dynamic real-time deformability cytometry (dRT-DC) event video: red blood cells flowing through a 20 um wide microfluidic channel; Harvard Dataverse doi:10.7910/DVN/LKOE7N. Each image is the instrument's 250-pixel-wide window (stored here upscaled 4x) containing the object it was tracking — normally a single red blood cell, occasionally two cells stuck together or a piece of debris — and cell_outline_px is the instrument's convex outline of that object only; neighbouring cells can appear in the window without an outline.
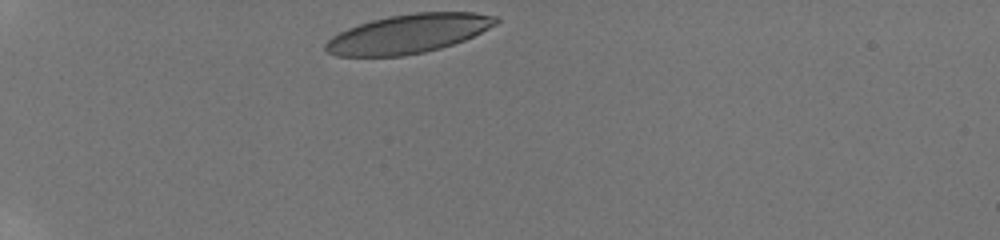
{"species": "human", "species_latin": "Homo sapiens", "temperature_condition": "room temperature", "stored_images_in_passage": 22, "camera_frame_rate_fps": 3000, "um_per_image_px": 0.085, "donor": {"sex": "male"}, "frame": {"image": 1, "passage_image": 1, "time_ms": 0.0, "image_size_px": [1000, 240], "cell_outline_px": [[500, 20], [496, 24], [464, 40], [440, 48], [424, 52], [404, 56], [336, 56], [328, 52], [324, 48], [324, 44], [332, 36], [348, 28], [372, 20], [388, 16], [416, 12], [472, 12], [496, 16]], "centroid_in_image_um": [34.69, 2.87], "position_along_channel_um": 50.3, "area_um2": 38.44}}
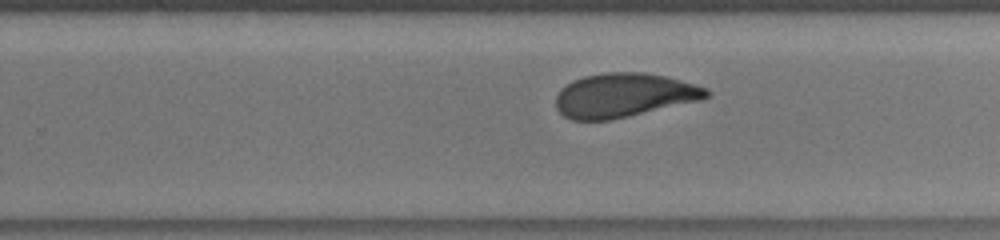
{"frame": {"image": 2, "passage_image": 15, "time_ms": 7.0, "image_size_px": [1000, 240], "cell_outline_px": [[712, 92], [708, 96], [700, 100], [628, 116], [608, 120], [572, 120], [564, 116], [556, 108], [556, 96], [560, 88], [572, 80], [584, 76], [604, 72], [644, 72], [668, 76], [696, 84], [708, 88]], "centroid_in_image_um": [53.03, 8.08], "position_along_channel_um": 276.8, "area_um2": 38.84}}
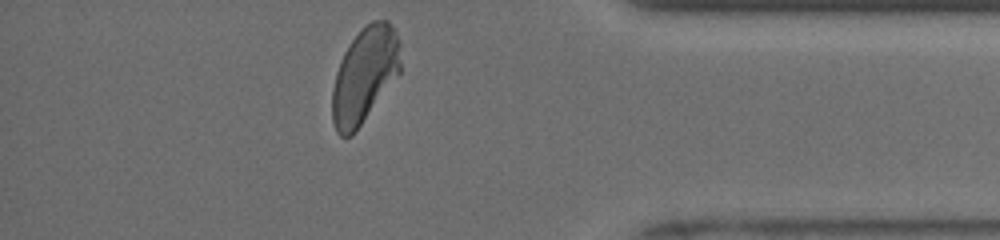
{"frame": {"image": 3, "passage_image": 22, "time_ms": 10.667, "image_size_px": [1000, 240], "cell_outline_px": [[400, 72], [356, 132], [352, 136], [340, 136], [336, 132], [332, 120], [332, 88], [336, 72], [340, 60], [344, 52], [352, 40], [372, 20], [388, 20], [396, 32], [400, 44]], "centroid_in_image_um": [30.98, 6.42], "position_along_channel_um": 404.2, "area_um2": 37.86}, "authors_computed_cell_mechanics": {"area_um2": 39.1306, "velocity_mm_per_s": 3.9258, "shape_relaxation_time_tau1_ms": 4.4102, "shape_relaxation_time_tau2_ms": 1.2649, "deformation_change_tau1": 0.1622, "deformation_change_tau2": 0.0807}}